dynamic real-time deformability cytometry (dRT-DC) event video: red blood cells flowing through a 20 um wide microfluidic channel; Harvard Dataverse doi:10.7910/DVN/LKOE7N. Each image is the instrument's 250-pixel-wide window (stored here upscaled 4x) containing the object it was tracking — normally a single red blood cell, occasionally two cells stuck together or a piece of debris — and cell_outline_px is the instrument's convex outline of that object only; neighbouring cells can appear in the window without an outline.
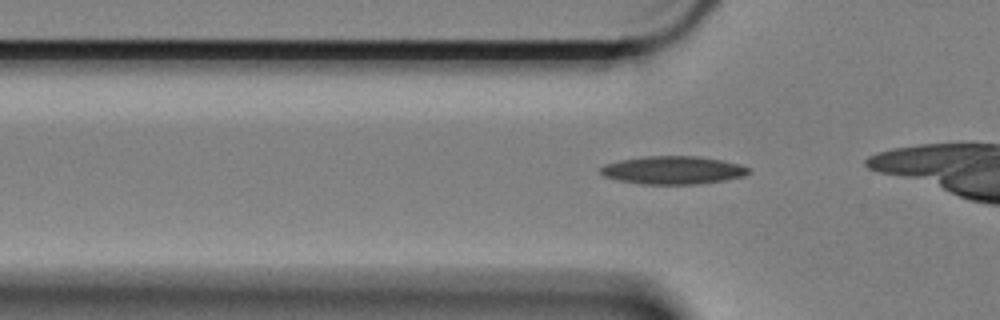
{"species": "Egyptian fruit bat (a non-hibernating species)", "species_latin": "Rousettus aegyptiacus", "temperature_condition": "cold", "stored_images_in_passage": 22, "camera_frame_rate_fps": 3000, "um_per_image_px": 0.085, "animal": {"sex": "female"}, "frame": {"image": 1, "passage_image": 8, "time_ms": 2.333, "image_size_px": [1000, 320], "cell_outline_px": [[748, 172], [744, 176], [724, 180], [696, 184], [640, 184], [616, 180], [604, 176], [600, 172], [600, 168], [604, 164], [620, 160], [644, 156], [696, 156], [720, 160], [740, 164], [748, 168]], "centroid_in_image_um": [57.14, 14.46], "position_along_channel_um": 68.7, "area_um2": 24.1}}
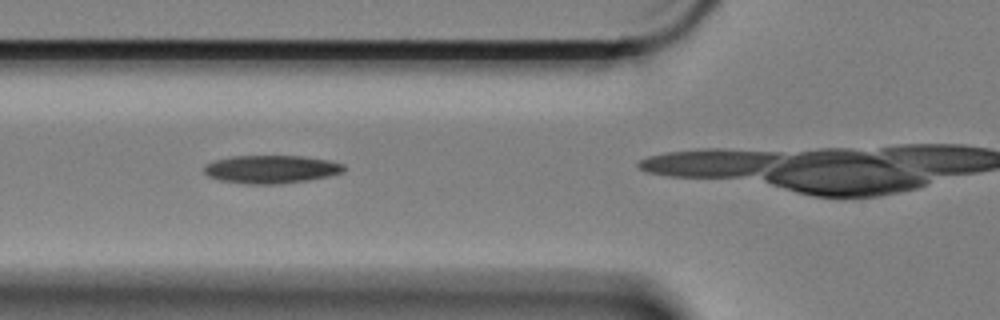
{"frame": {"image": 2, "passage_image": 11, "time_ms": 3.333, "image_size_px": [1000, 320], "cell_outline_px": [[344, 168], [340, 172], [328, 176], [308, 180], [280, 184], [244, 184], [220, 180], [208, 176], [204, 172], [204, 168], [208, 164], [216, 160], [232, 156], [304, 156], [328, 160], [344, 164]], "centroid_in_image_um": [23.04, 14.39], "position_along_channel_um": 102.8, "area_um2": 22.72}}
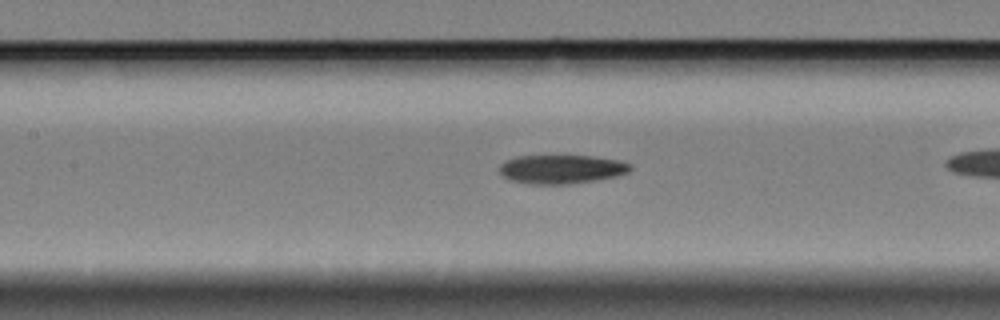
{"frame": {"image": 3, "passage_image": 16, "time_ms": 5.0, "image_size_px": [1000, 320], "cell_outline_px": [[632, 168], [628, 172], [616, 176], [568, 184], [528, 184], [508, 180], [500, 172], [500, 164], [504, 160], [516, 156], [592, 156], [620, 160], [632, 164]], "centroid_in_image_um": [47.7, 14.37], "position_along_channel_um": 159.7, "area_um2": 22.02}}